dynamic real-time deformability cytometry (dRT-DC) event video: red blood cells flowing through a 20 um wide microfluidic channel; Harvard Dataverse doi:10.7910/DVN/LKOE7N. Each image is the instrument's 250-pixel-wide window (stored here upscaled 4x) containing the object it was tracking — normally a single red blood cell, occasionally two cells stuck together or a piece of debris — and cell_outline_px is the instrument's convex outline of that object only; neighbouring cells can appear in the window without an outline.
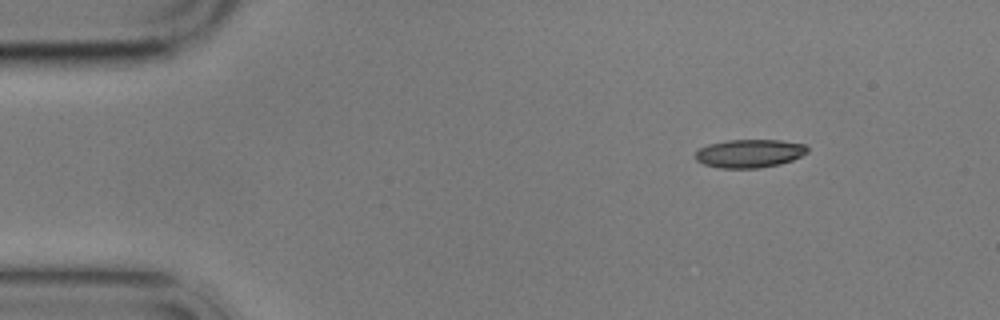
{"species": "common noctule bat (a hibernating species)", "species_latin": "Nyctalus noctula", "temperature_condition": "cold", "stored_images_in_passage": 2, "camera_frame_rate_fps": 3000, "um_per_image_px": 0.085, "animal": {"sex": "male", "body_mass_g": 17.9}, "frame": {"image": 1, "passage_image": 1, "time_ms": 0.0, "image_size_px": [1000, 320], "cell_outline_px": [[808, 152], [792, 160], [780, 164], [760, 168], [720, 168], [704, 164], [696, 160], [696, 152], [700, 148], [708, 144], [728, 140], [780, 140], [804, 144], [808, 148]], "centroid_in_image_um": [63.71, 13.04], "position_along_channel_um": 21.3, "area_um2": 18.44}}